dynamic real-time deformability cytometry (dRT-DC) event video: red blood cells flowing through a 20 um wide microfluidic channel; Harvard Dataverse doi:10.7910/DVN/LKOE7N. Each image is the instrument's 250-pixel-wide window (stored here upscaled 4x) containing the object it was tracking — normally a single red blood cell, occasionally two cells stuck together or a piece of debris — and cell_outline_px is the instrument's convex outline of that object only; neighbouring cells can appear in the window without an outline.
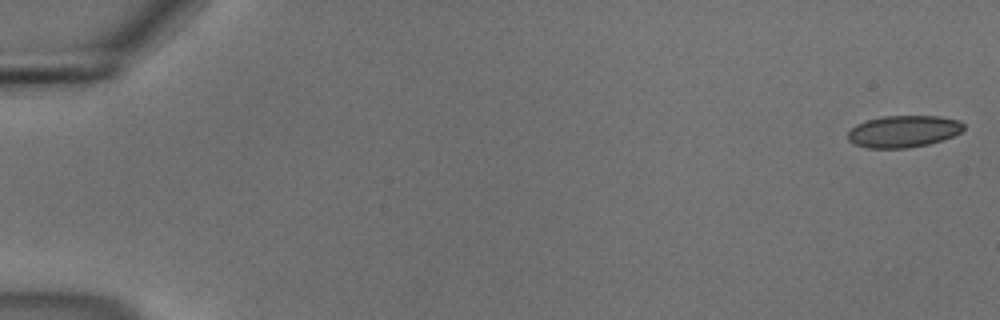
{"species": "common noctule bat (a hibernating species)", "species_latin": "Nyctalus noctula", "temperature_condition": "cold", "stored_images_in_passage": 42, "camera_frame_rate_fps": 3000, "um_per_image_px": 0.085, "animal": {"sex": "male", "body_mass_g": 18.8}, "frame": {"image": 1, "passage_image": 1, "time_ms": 0.0, "image_size_px": [1000, 320], "cell_outline_px": [[964, 128], [960, 132], [952, 136], [928, 144], [908, 148], [868, 148], [856, 144], [848, 140], [848, 132], [856, 124], [868, 120], [884, 116], [940, 116], [960, 120], [964, 124]], "centroid_in_image_um": [76.8, 11.16], "position_along_channel_um": 8.2, "area_um2": 21.39}}
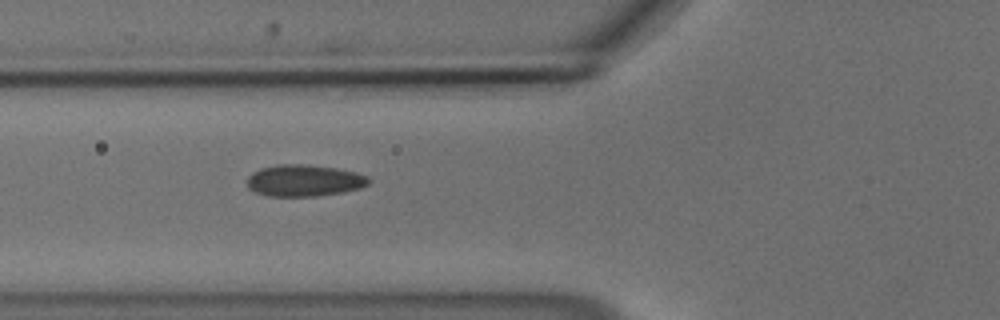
{"frame": {"image": 2, "passage_image": 21, "time_ms": 6.667, "image_size_px": [1000, 320], "cell_outline_px": [[372, 180], [368, 184], [360, 188], [344, 192], [316, 196], [268, 196], [256, 192], [248, 188], [248, 176], [252, 172], [260, 168], [280, 164], [304, 164], [336, 168], [356, 172], [368, 176]], "centroid_in_image_um": [25.87, 15.34], "position_along_channel_um": 99.9, "area_um2": 22.54}}
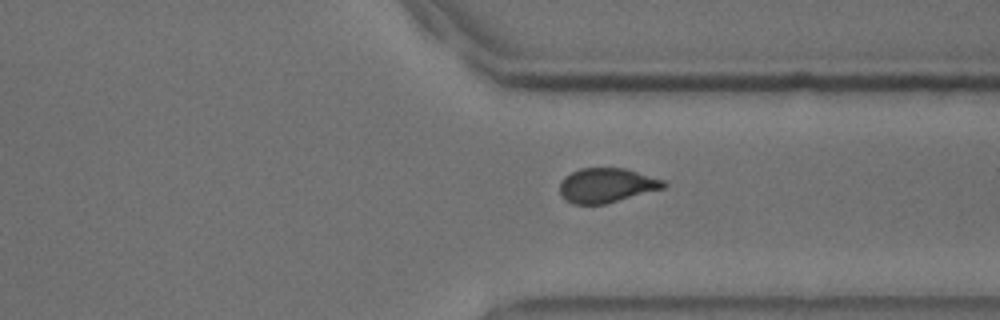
{"frame": {"image": 3, "passage_image": 42, "time_ms": 13.667, "image_size_px": [1000, 320], "cell_outline_px": [[668, 184], [664, 188], [604, 204], [572, 204], [564, 200], [560, 196], [560, 184], [564, 176], [580, 168], [624, 168], [664, 180]], "centroid_in_image_um": [51.53, 15.76], "position_along_channel_um": 359.9, "area_um2": 20.87}}